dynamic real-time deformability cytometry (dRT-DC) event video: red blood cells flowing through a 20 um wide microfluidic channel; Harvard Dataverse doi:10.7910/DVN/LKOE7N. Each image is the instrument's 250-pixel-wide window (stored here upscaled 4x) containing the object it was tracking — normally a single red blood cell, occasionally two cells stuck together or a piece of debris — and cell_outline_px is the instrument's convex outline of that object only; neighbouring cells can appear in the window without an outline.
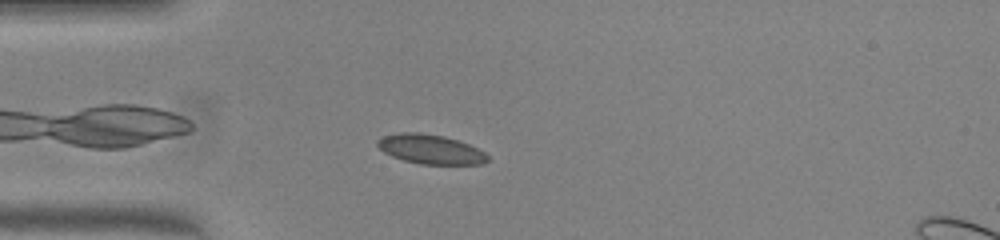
{"species": "common noctule bat (a hibernating species)", "species_latin": "Nyctalus noctula", "temperature_condition": "warm", "stored_images_in_passage": 42, "camera_frame_rate_fps": 3000, "um_per_image_px": 0.085, "animal": {"sex": "female", "body_mass_g": 23.0, "forearm_length_mm": 53.4}, "frame": {"image": 1, "passage_image": 4, "time_ms": 1.0, "image_size_px": [1000, 240], "cell_outline_px": [[488, 160], [484, 164], [420, 164], [404, 160], [392, 156], [384, 152], [376, 144], [376, 140], [384, 136], [400, 132], [420, 132], [444, 136], [468, 144], [484, 152], [488, 156]], "centroid_in_image_um": [36.57, 12.68], "position_along_channel_um": 48.4, "area_um2": 18.79}}
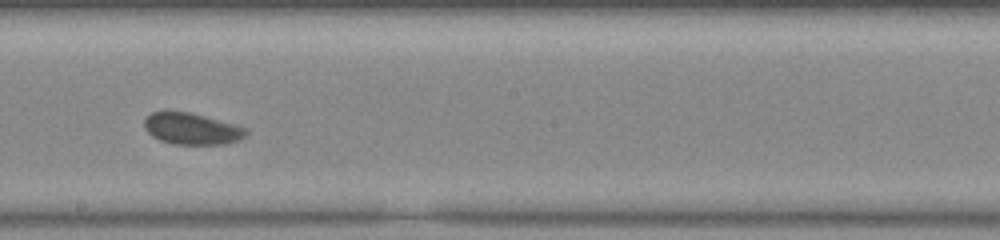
{"frame": {"image": 2, "passage_image": 19, "time_ms": 6.0, "image_size_px": [1000, 240], "cell_outline_px": [[248, 132], [240, 140], [224, 144], [172, 144], [160, 140], [152, 136], [144, 128], [144, 120], [152, 112], [188, 112], [204, 116], [248, 128]], "centroid_in_image_um": [16.31, 10.96], "position_along_channel_um": 231.9, "area_um2": 18.5}}
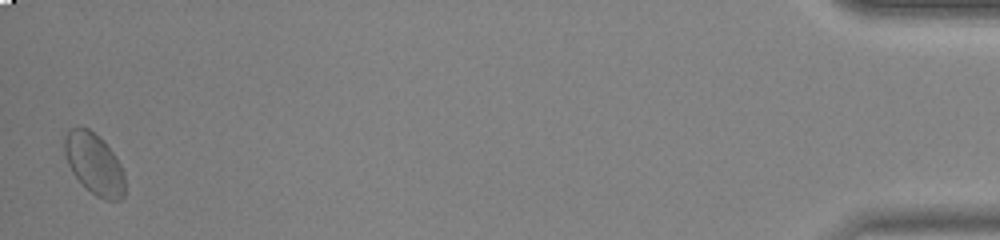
{"frame": {"image": 3, "passage_image": 41, "time_ms": 13.333, "image_size_px": [1000, 240], "cell_outline_px": [[124, 196], [120, 200], [104, 200], [96, 196], [72, 172], [68, 164], [64, 152], [64, 140], [68, 132], [72, 128], [88, 128], [104, 140], [120, 164], [124, 172]], "centroid_in_image_um": [8.03, 13.93], "position_along_channel_um": 427.2, "area_um2": 21.21}, "authors_computed_cell_mechanics": {"area_um2": 19.074, "velocity_mm_per_s": 3.9509, "shape_relaxation_time_tau1_ms": 2.5927, "shape_relaxation_time_tau2_ms": null, "deformation_change_tau1": 0.0532, "deformation_change_tau2": null}}